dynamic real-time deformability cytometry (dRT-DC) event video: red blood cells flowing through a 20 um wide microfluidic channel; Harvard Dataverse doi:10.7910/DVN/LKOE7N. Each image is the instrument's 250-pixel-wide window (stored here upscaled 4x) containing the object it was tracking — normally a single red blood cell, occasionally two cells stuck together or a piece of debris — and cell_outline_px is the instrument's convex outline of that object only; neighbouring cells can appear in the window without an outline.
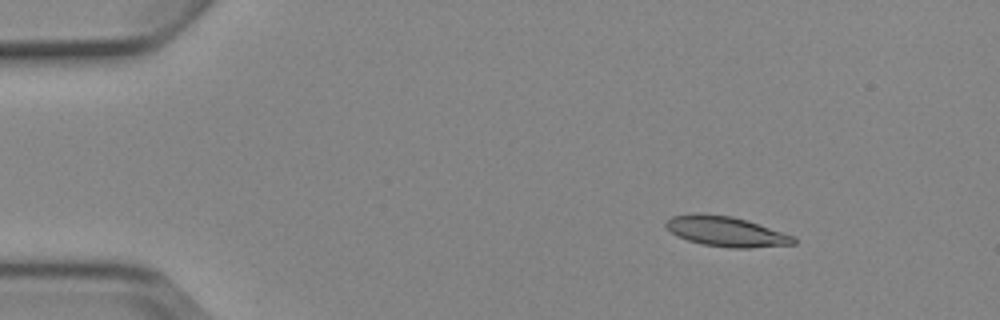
{"species": "Egyptian fruit bat (a non-hibernating species)", "species_latin": "Rousettus aegyptiacus", "temperature_condition": "cold", "stored_images_in_passage": 5, "camera_frame_rate_fps": 3000, "um_per_image_px": 0.085, "animal": {"sex": "female"}, "frame": {"image": 1, "passage_image": 3, "time_ms": 2.333, "image_size_px": [1000, 320], "cell_outline_px": [[796, 244], [752, 248], [728, 248], [700, 244], [676, 236], [664, 224], [672, 216], [692, 212], [700, 212], [732, 216], [748, 220], [796, 236]], "centroid_in_image_um": [61.74, 19.67], "position_along_channel_um": 23.3, "area_um2": 22.89}}